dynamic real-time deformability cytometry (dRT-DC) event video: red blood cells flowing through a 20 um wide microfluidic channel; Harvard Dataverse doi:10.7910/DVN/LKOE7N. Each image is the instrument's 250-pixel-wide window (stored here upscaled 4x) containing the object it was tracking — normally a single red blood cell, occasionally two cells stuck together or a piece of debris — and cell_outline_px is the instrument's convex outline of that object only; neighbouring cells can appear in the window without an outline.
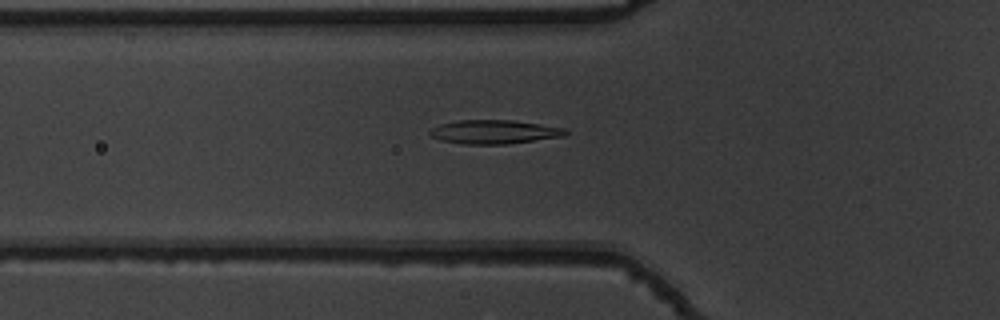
{"species": "common noctule bat (a hibernating species)", "species_latin": "Nyctalus noctula", "temperature_condition": "warm", "stored_images_in_passage": 36, "camera_frame_rate_fps": 3000, "um_per_image_px": 0.085, "animal": {"sex": "male", "body_mass_g": 19.5, "forearm_length_mm": 54.6}, "frame": {"image": 1, "passage_image": 2, "time_ms": 0.333, "image_size_px": [1000, 320], "cell_outline_px": [[568, 132], [564, 136], [508, 144], [464, 144], [440, 140], [432, 136], [428, 132], [432, 128], [440, 124], [460, 120], [512, 120], [568, 128]], "centroid_in_image_um": [42.04, 11.21], "position_along_channel_um": 83.8, "area_um2": 18.84}}
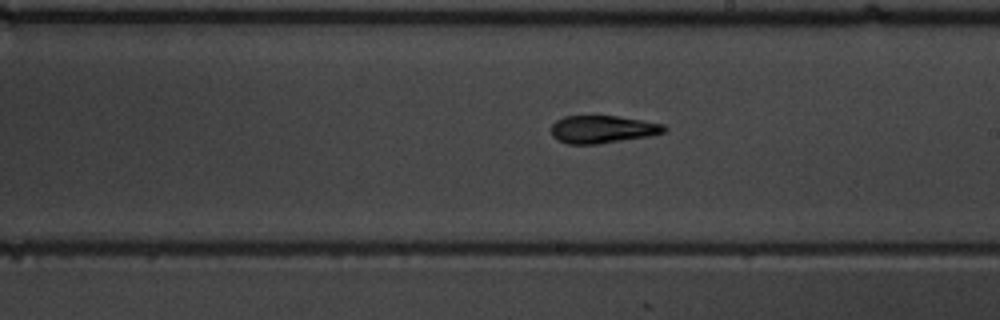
{"frame": {"image": 2, "passage_image": 14, "time_ms": 4.333, "image_size_px": [1000, 320], "cell_outline_px": [[668, 128], [664, 132], [652, 136], [596, 144], [568, 144], [556, 140], [552, 136], [552, 124], [556, 120], [564, 116], [616, 116], [664, 124]], "centroid_in_image_um": [51.21, 11.0], "position_along_channel_um": 237.8, "area_um2": 18.26}}
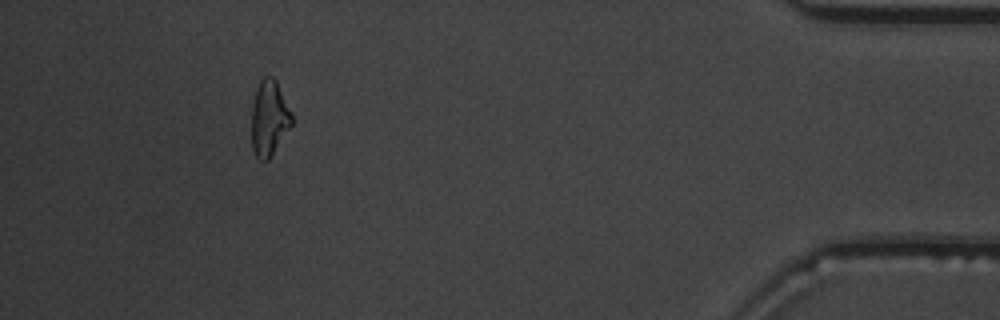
{"frame": {"image": 3, "passage_image": 32, "time_ms": 10.333, "image_size_px": [1000, 320], "cell_outline_px": [[292, 124], [268, 160], [260, 160], [256, 156], [252, 148], [252, 104], [256, 88], [260, 80], [264, 76], [272, 76], [276, 80], [292, 116]], "centroid_in_image_um": [22.86, 10.03], "position_along_channel_um": 412.3, "area_um2": 17.4}, "authors_computed_cell_mechanics": {"area_um2": 18.2937, "velocity_mm_per_s": 3.8433, "shape_relaxation_time_tau1_ms": 9.2495, "shape_relaxation_time_tau2_ms": 2.4268, "deformation_change_tau1": 0.2569, "deformation_change_tau2": 0.1}}